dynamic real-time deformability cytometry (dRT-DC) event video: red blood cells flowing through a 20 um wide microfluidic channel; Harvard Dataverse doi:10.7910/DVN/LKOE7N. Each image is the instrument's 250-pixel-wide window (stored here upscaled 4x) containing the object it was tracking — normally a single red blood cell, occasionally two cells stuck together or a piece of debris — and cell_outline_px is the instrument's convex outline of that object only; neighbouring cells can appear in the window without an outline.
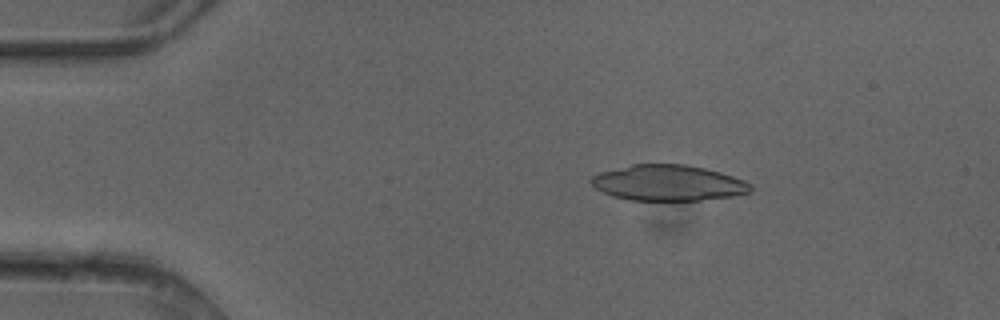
{"species": "common noctule bat (a hibernating species)", "species_latin": "Nyctalus noctula", "temperature_condition": "cold", "stored_images_in_passage": 5, "camera_frame_rate_fps": 3000, "um_per_image_px": 0.085, "animal": {"sex": "female"}, "frame": {"image": 1, "passage_image": 3, "time_ms": 0.667, "image_size_px": [1000, 320], "cell_outline_px": [[752, 192], [732, 196], [700, 200], [628, 200], [612, 196], [596, 188], [588, 180], [592, 176], [600, 172], [632, 164], [684, 164], [704, 168], [720, 172], [744, 180], [752, 184]], "centroid_in_image_um": [56.79, 15.54], "position_along_channel_um": 28.2, "area_um2": 33.23}}